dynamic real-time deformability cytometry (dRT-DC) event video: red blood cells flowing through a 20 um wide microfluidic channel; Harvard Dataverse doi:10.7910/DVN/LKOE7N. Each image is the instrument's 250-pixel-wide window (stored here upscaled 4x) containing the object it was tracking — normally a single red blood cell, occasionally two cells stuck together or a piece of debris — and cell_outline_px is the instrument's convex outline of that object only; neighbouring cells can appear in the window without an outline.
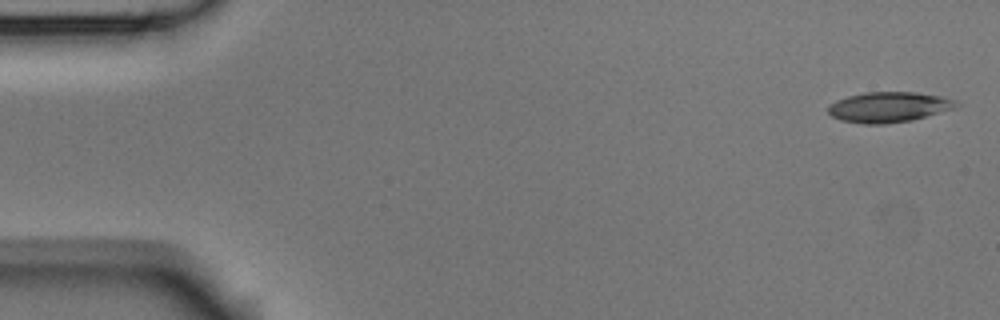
{"species": "Egyptian fruit bat (a non-hibernating species)", "species_latin": "Rousettus aegyptiacus", "temperature_condition": "room temperature", "stored_images_in_passage": 7, "camera_frame_rate_fps": 3000, "um_per_image_px": 0.085, "animal": {"sex": "male"}, "frame": {"image": 1, "passage_image": 1, "time_ms": 0.0, "image_size_px": [1000, 320], "cell_outline_px": [[960, 104], [952, 108], [912, 120], [884, 124], [864, 124], [840, 120], [832, 116], [828, 112], [828, 104], [836, 100], [848, 96], [864, 92], [916, 92], [940, 96], [956, 100]], "centroid_in_image_um": [75.49, 9.1], "position_along_channel_um": 9.5, "area_um2": 22.54}}
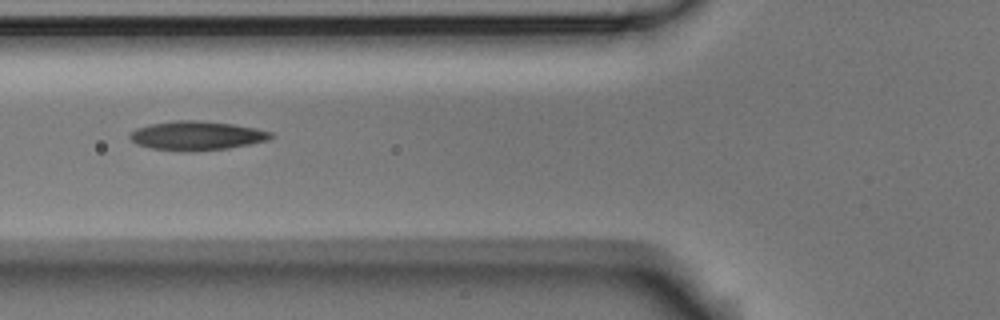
{"frame": {"image": 2, "passage_image": 6, "time_ms": 1.667, "image_size_px": [1000, 320], "cell_outline_px": [[276, 136], [268, 140], [228, 148], [192, 152], [184, 152], [152, 148], [136, 144], [128, 136], [128, 132], [136, 128], [152, 124], [176, 120], [196, 120], [232, 124], [256, 128], [272, 132]], "centroid_in_image_um": [16.71, 11.54], "position_along_channel_um": 109.1, "area_um2": 23.99}}
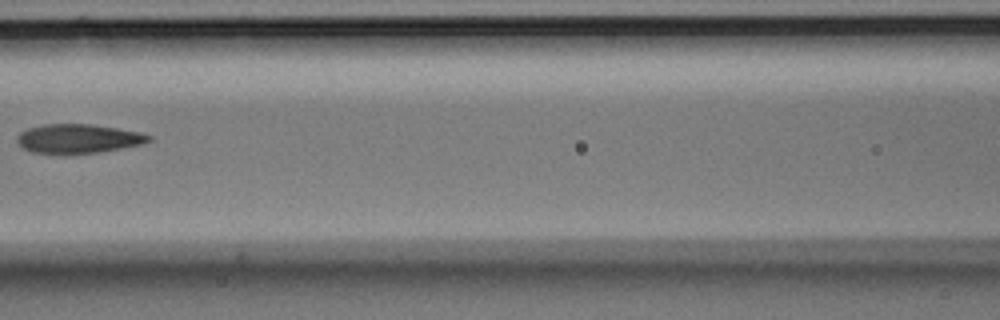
{"frame": {"image": 3, "passage_image": 7, "time_ms": 2.0, "image_size_px": [1000, 320], "cell_outline_px": [[152, 140], [144, 144], [96, 152], [32, 152], [24, 148], [16, 140], [16, 136], [20, 132], [28, 128], [44, 124], [92, 124], [140, 132], [152, 136]], "centroid_in_image_um": [6.68, 11.75], "position_along_channel_um": 159.9, "area_um2": 21.85}}